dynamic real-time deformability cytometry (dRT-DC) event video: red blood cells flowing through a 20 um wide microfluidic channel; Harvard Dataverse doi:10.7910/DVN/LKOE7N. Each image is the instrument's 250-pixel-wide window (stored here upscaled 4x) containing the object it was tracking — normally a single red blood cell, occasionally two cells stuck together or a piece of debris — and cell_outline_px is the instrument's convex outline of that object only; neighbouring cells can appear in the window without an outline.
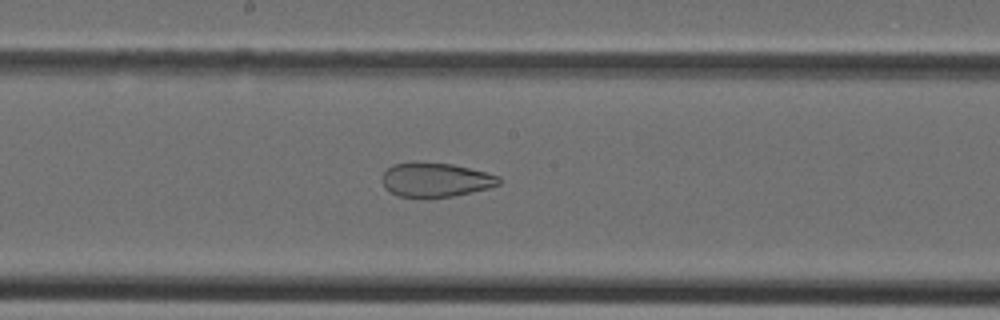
{"species": "Egyptian fruit bat (a non-hibernating species)", "species_latin": "Rousettus aegyptiacus", "temperature_condition": "cold", "stored_images_in_passage": 37, "segment_of_instrument_passage": [2, 2], "camera_frame_rate_fps": 3000, "um_per_image_px": 0.085, "animal": {"sex": "female"}, "frame": {"image": 1, "passage_image": 19, "time_ms": 6.0, "image_size_px": [1000, 320], "cell_outline_px": [[500, 184], [488, 188], [452, 196], [400, 196], [384, 188], [380, 176], [392, 164], [452, 164], [500, 176]], "centroid_in_image_um": [37.02, 15.29], "position_along_channel_um": 211.2, "area_um2": 22.37}}
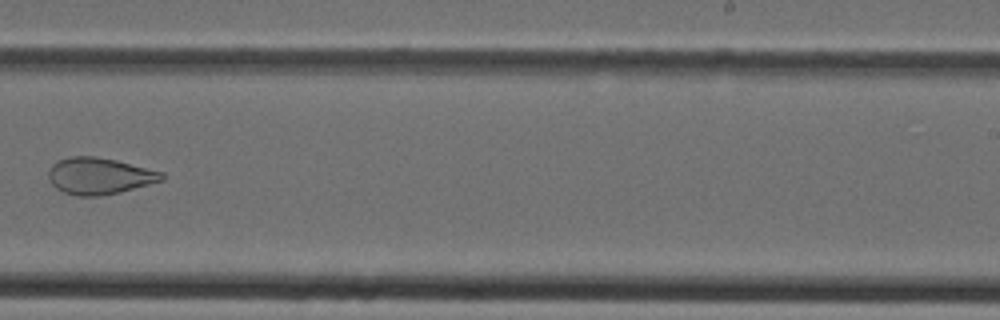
{"frame": {"image": 2, "passage_image": 23, "time_ms": 7.333, "image_size_px": [1000, 320], "cell_outline_px": [[164, 180], [120, 192], [100, 196], [76, 196], [64, 192], [56, 188], [48, 180], [48, 172], [52, 164], [68, 156], [96, 156], [116, 160], [164, 172]], "centroid_in_image_um": [8.44, 14.95], "position_along_channel_um": 280.6, "area_um2": 24.28}}
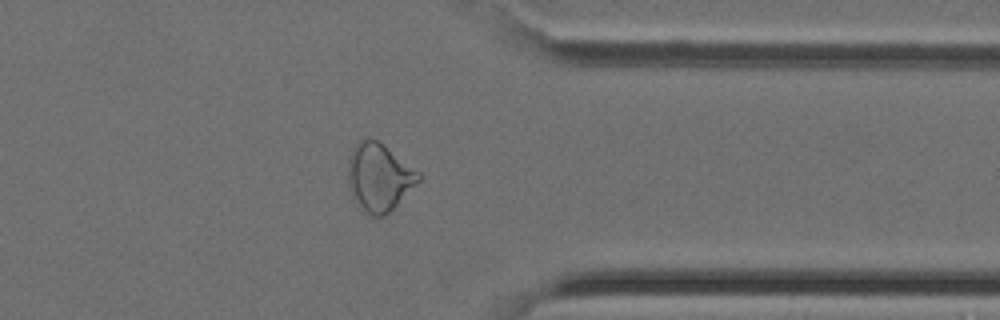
{"frame": {"image": 3, "passage_image": 29, "time_ms": 9.333, "image_size_px": [1000, 320], "cell_outline_px": [[420, 180], [384, 216], [372, 216], [360, 208], [352, 196], [348, 184], [348, 164], [352, 148], [360, 140], [376, 140], [384, 144], [420, 172]], "centroid_in_image_um": [32.21, 15.06], "position_along_channel_um": 379.2, "area_um2": 27.46}}